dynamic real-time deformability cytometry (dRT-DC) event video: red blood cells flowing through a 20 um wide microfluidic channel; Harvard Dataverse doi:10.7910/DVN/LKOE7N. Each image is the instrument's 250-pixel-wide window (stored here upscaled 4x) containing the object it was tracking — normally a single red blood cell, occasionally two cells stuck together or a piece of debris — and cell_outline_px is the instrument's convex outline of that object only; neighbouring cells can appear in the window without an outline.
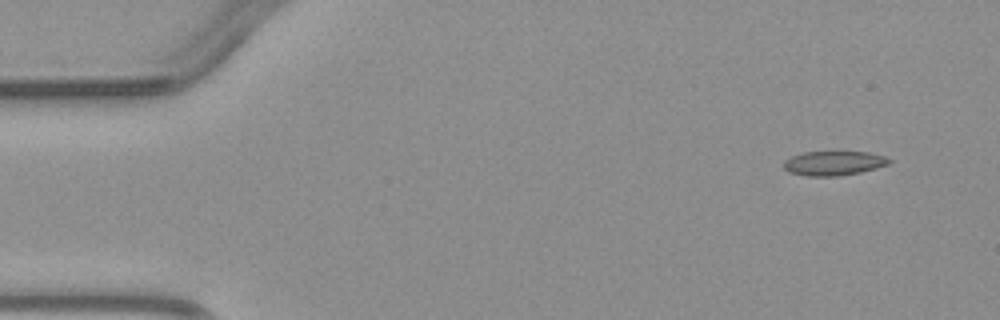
{"species": "common noctule bat (a hibernating species)", "species_latin": "Nyctalus noctula", "temperature_condition": "warm", "stored_images_in_passage": 3, "camera_frame_rate_fps": 3000, "um_per_image_px": 0.085, "animal": {"sex": "male", "body_mass_g": 23.1, "forearm_length_mm": 52.7}, "frame": {"image": 1, "passage_image": 1, "time_ms": 0.0, "image_size_px": [1000, 320], "cell_outline_px": [[892, 160], [888, 164], [876, 168], [860, 172], [840, 176], [808, 176], [788, 172], [784, 168], [784, 160], [792, 156], [804, 152], [868, 152], [884, 156]], "centroid_in_image_um": [70.85, 13.87], "position_along_channel_um": 14.1, "area_um2": 14.91}}
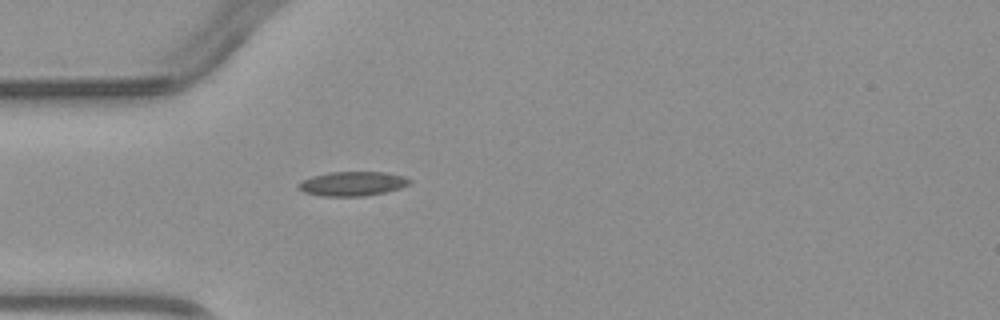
{"frame": {"image": 2, "passage_image": 3, "time_ms": 3.333, "image_size_px": [1000, 320], "cell_outline_px": [[412, 180], [408, 184], [400, 188], [384, 192], [364, 196], [320, 196], [304, 192], [296, 188], [296, 184], [300, 180], [312, 176], [328, 172], [384, 172], [404, 176]], "centroid_in_image_um": [29.89, 15.61], "position_along_channel_um": 55.1, "area_um2": 15.9}}